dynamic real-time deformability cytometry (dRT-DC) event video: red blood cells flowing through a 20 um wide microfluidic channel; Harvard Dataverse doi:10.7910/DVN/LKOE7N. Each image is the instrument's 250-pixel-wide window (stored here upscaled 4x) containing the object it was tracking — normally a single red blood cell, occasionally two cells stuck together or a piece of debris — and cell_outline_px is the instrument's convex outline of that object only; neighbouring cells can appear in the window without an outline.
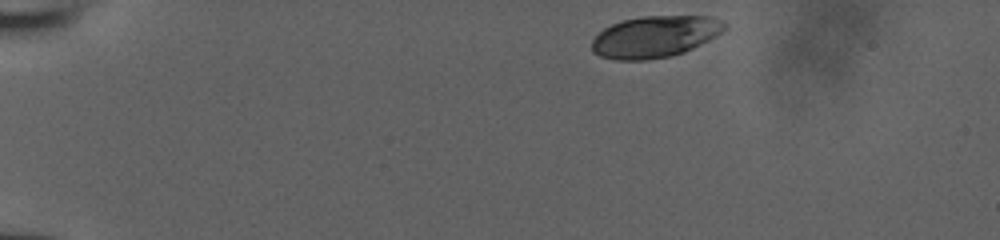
{"species": "human", "species_latin": "Homo sapiens", "temperature_condition": "room temperature", "stored_images_in_passage": 37, "camera_frame_rate_fps": 3000, "um_per_image_px": 0.085, "donor": {"sex": "male"}, "frame": {"image": 1, "passage_image": 1, "time_ms": 0.0, "image_size_px": [1000, 240], "cell_outline_px": [[728, 28], [716, 36], [684, 52], [672, 56], [648, 60], [616, 60], [600, 56], [592, 52], [592, 40], [604, 28], [612, 24], [624, 20], [644, 16], [708, 16], [720, 20], [728, 24]], "centroid_in_image_um": [55.68, 3.12], "position_along_channel_um": 29.3, "area_um2": 32.19}}
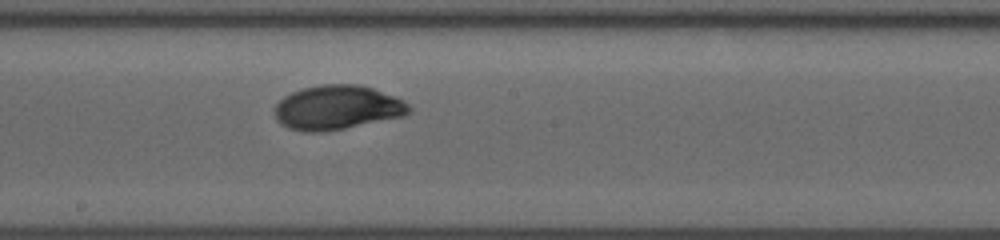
{"frame": {"image": 2, "passage_image": 22, "time_ms": 7.0, "image_size_px": [1000, 240], "cell_outline_px": [[412, 108], [404, 116], [344, 128], [320, 132], [308, 132], [288, 128], [280, 124], [276, 120], [276, 104], [284, 96], [292, 92], [304, 88], [320, 84], [356, 84], [372, 88], [404, 100]], "centroid_in_image_um": [28.65, 9.14], "position_along_channel_um": 219.5, "area_um2": 34.45}}
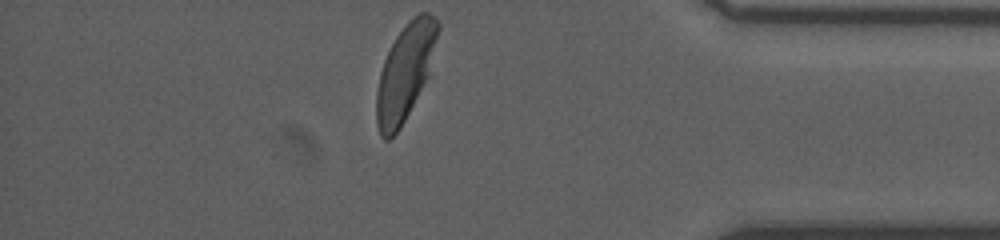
{"frame": {"image": 3, "passage_image": 37, "time_ms": 12.0, "image_size_px": [1000, 240], "cell_outline_px": [[440, 28], [428, 76], [400, 128], [388, 140], [384, 140], [380, 136], [376, 124], [376, 92], [380, 72], [384, 60], [396, 36], [404, 24], [408, 20], [420, 12], [428, 12], [440, 24]], "centroid_in_image_um": [34.42, 6.12], "position_along_channel_um": 400.8, "area_um2": 34.1}}